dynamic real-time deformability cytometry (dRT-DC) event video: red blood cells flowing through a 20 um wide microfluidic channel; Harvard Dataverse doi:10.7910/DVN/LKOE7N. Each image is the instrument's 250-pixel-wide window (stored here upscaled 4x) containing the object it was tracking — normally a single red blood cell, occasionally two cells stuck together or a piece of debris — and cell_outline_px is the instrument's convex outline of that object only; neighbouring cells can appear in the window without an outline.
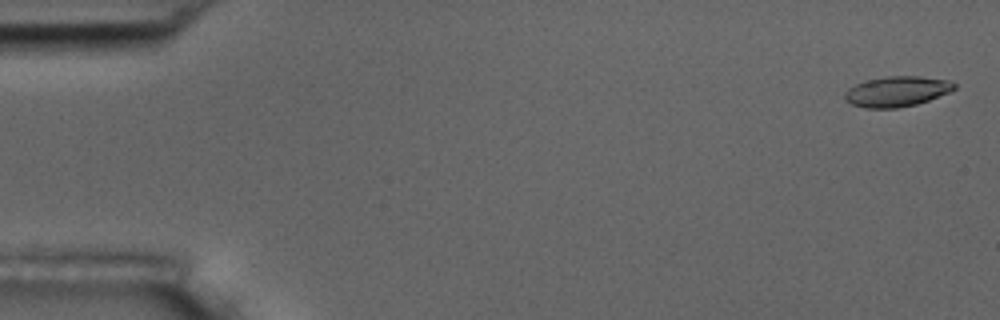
{"species": "common noctule bat (a hibernating species)", "species_latin": "Nyctalus noctula", "temperature_condition": "room temperature", "stored_images_in_passage": 6, "camera_frame_rate_fps": 3000, "um_per_image_px": 0.085, "animal": {"sex": "male", "body_mass_g": 17.5, "forearm_length_mm": 52.3}, "frame": {"image": 1, "passage_image": 2, "time_ms": 0.333, "image_size_px": [1000, 320], "cell_outline_px": [[956, 88], [948, 92], [928, 100], [916, 104], [896, 108], [864, 108], [852, 104], [844, 96], [844, 92], [848, 88], [856, 84], [868, 80], [888, 76], [920, 76], [948, 80], [956, 84]], "centroid_in_image_um": [76.23, 7.77], "position_along_channel_um": 8.8, "area_um2": 19.13}}